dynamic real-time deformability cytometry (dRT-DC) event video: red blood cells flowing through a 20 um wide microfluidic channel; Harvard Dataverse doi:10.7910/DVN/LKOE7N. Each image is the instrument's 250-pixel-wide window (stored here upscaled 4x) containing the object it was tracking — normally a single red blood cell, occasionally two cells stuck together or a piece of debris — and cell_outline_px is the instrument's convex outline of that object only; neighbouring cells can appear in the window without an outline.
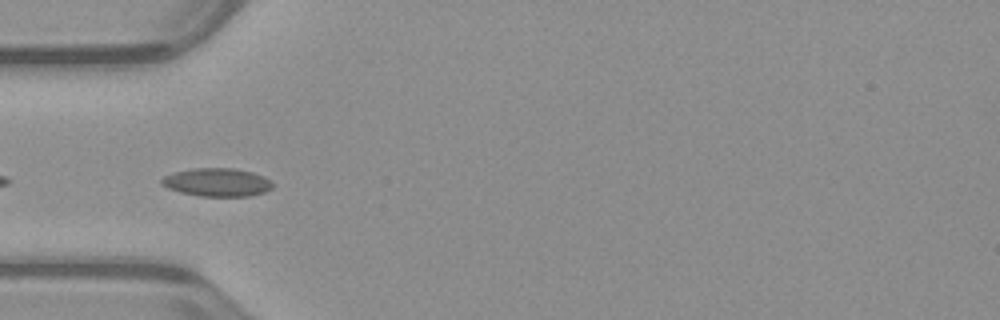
{"species": "common noctule bat (a hibernating species)", "species_latin": "Nyctalus noctula", "temperature_condition": "warm", "stored_images_in_passage": 38, "camera_frame_rate_fps": 3000, "um_per_image_px": 0.085, "animal": {"sex": "male", "body_mass_g": 23.1, "forearm_length_mm": 52.7}, "frame": {"image": 1, "passage_image": 2, "time_ms": 0.333, "image_size_px": [1000, 320], "cell_outline_px": [[272, 188], [264, 192], [248, 196], [200, 196], [180, 192], [168, 188], [160, 184], [160, 180], [164, 176], [176, 172], [192, 168], [232, 168], [252, 172], [264, 176], [272, 184]], "centroid_in_image_um": [18.42, 15.49], "position_along_channel_um": 66.6, "area_um2": 18.15}}
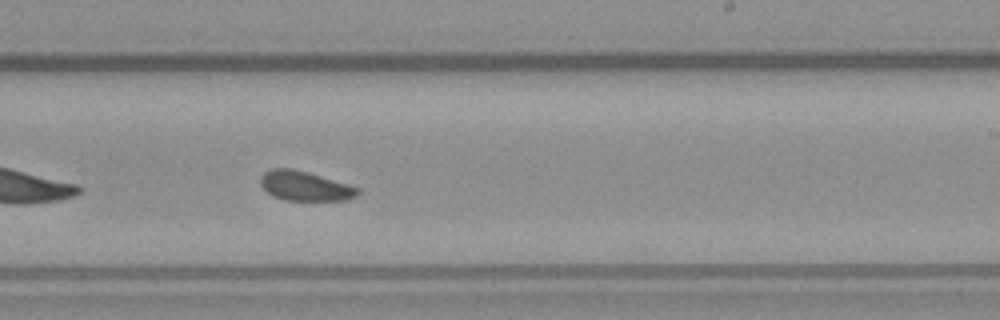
{"frame": {"image": 2, "passage_image": 17, "time_ms": 5.333, "image_size_px": [1000, 320], "cell_outline_px": [[360, 192], [356, 196], [348, 200], [284, 200], [272, 196], [260, 184], [260, 176], [264, 172], [272, 168], [292, 168], [308, 172], [348, 184], [360, 188]], "centroid_in_image_um": [25.92, 15.81], "position_along_channel_um": 263.1, "area_um2": 16.82}}
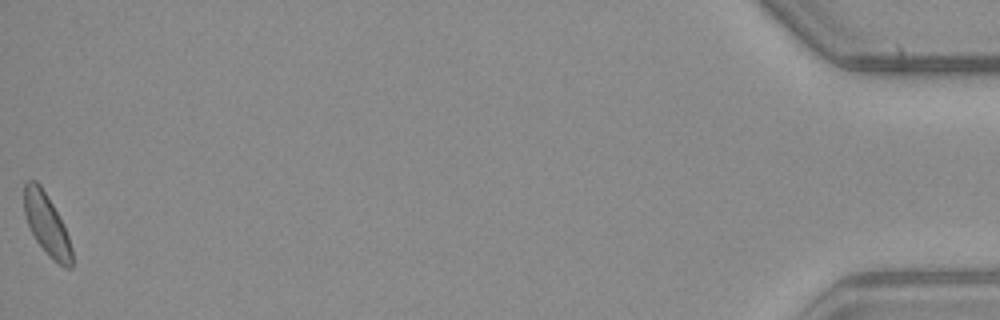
{"frame": {"image": 3, "passage_image": 38, "time_ms": 12.333, "image_size_px": [1000, 320], "cell_outline_px": [[72, 268], [64, 268], [52, 260], [36, 240], [28, 224], [24, 212], [24, 180], [36, 180], [40, 184], [64, 224], [72, 248]], "centroid_in_image_um": [3.97, 19.08], "position_along_channel_um": 431.2, "area_um2": 17.11}, "authors_computed_cell_mechanics": {"area_um2": 17.0221, "velocity_mm_per_s": 3.9276, "shape_relaxation_time_tau1_ms": 2.9293, "shape_relaxation_time_tau2_ms": null, "deformation_change_tau1": 0.0503, "deformation_change_tau2": null}}